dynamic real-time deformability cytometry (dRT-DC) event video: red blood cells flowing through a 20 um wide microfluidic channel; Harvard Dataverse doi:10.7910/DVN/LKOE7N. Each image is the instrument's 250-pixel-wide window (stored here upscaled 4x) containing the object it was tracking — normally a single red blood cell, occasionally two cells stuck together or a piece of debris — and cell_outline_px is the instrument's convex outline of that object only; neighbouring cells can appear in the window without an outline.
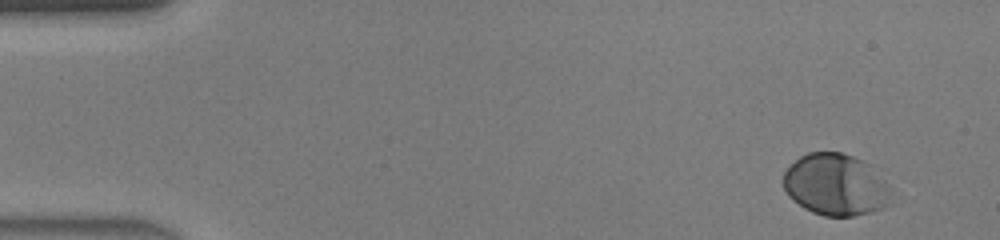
{"species": "human", "species_latin": "Homo sapiens", "temperature_condition": "warm", "stored_images_in_passage": 44, "camera_frame_rate_fps": 3000, "um_per_image_px": 0.085, "donor": {"sex": "male"}, "frame": {"image": 1, "passage_image": 1, "time_ms": 0.0, "image_size_px": [1000, 240], "cell_outline_px": [[892, 204], [872, 212], [852, 216], [824, 216], [812, 212], [804, 208], [792, 200], [788, 196], [784, 188], [784, 172], [800, 156], [808, 152], [840, 152], [864, 160], [872, 164], [892, 188]], "centroid_in_image_um": [71.1, 15.71], "position_along_channel_um": 13.9, "area_um2": 39.48}}
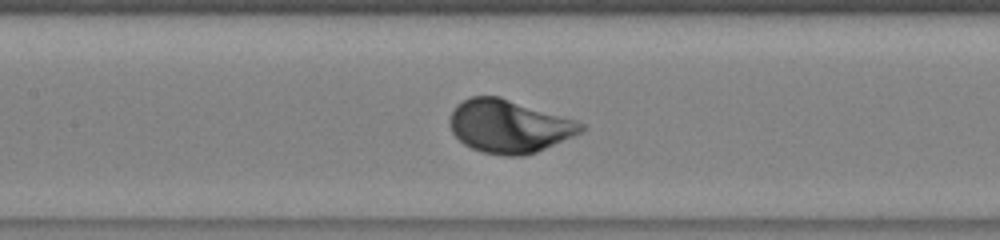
{"frame": {"image": 2, "passage_image": 20, "time_ms": 6.333, "image_size_px": [1000, 240], "cell_outline_px": [[584, 128], [580, 132], [572, 136], [536, 152], [524, 156], [504, 156], [484, 152], [472, 148], [464, 144], [452, 132], [448, 120], [456, 104], [472, 96], [500, 96], [576, 120], [584, 124]], "centroid_in_image_um": [43.24, 10.72], "position_along_channel_um": 164.2, "area_um2": 40.34}}
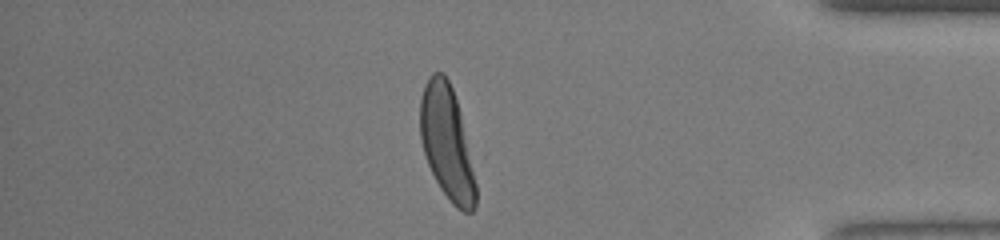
{"frame": {"image": 3, "passage_image": 38, "time_ms": 12.333, "image_size_px": [1000, 240], "cell_outline_px": [[476, 204], [472, 212], [464, 212], [456, 208], [452, 204], [440, 188], [428, 164], [424, 152], [420, 136], [420, 96], [424, 84], [428, 76], [432, 72], [444, 72], [452, 88], [460, 112], [476, 184]], "centroid_in_image_um": [37.96, 12.11], "position_along_channel_um": 397.2, "area_um2": 36.53}}